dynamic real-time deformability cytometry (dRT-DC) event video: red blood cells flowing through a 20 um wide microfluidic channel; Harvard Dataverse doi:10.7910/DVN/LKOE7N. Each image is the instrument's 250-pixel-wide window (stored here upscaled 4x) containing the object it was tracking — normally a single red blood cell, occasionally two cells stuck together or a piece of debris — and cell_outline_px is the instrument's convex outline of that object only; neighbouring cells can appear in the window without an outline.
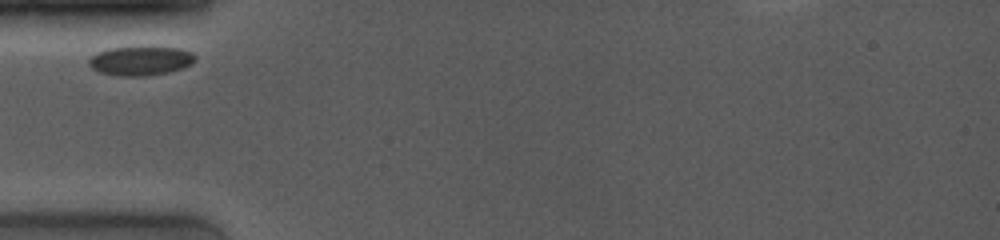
{"species": "common noctule bat (a hibernating species)", "species_latin": "Nyctalus noctula", "temperature_condition": "room temperature", "stored_images_in_passage": 5, "camera_frame_rate_fps": 4000, "um_per_image_px": 0.085, "animal": {"sex": "female", "body_mass_g": 19.0, "forearm_length_mm": 53.3}, "frame": {"image": 1, "passage_image": 1, "time_ms": 0.0, "image_size_px": [1000, 240], "cell_outline_px": [[196, 60], [192, 64], [168, 72], [144, 76], [120, 76], [100, 72], [92, 68], [88, 64], [88, 60], [96, 52], [108, 48], [140, 44], [144, 44], [180, 48], [192, 52], [196, 56]], "centroid_in_image_um": [11.95, 5.1], "position_along_channel_um": 73.0, "area_um2": 18.9}}